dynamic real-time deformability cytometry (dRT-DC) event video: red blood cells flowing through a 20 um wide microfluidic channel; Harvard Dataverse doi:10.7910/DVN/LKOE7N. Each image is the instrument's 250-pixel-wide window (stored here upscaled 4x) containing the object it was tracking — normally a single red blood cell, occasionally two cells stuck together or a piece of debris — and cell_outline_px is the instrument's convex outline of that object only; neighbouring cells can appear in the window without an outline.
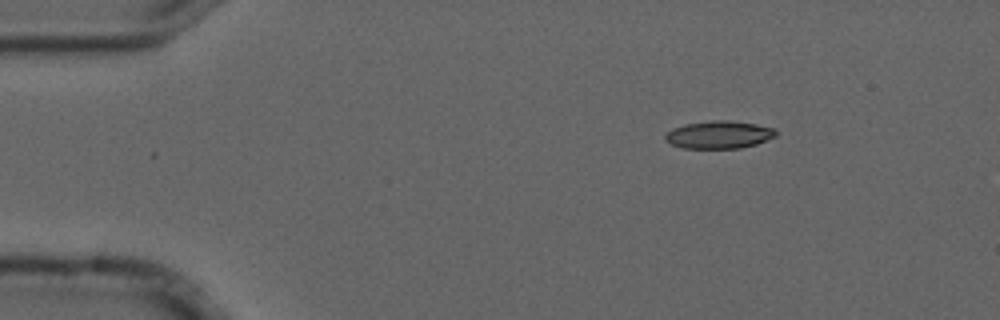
{"species": "common noctule bat (a hibernating species)", "species_latin": "Nyctalus noctula", "temperature_condition": "cold", "stored_images_in_passage": 5, "camera_frame_rate_fps": 3000, "um_per_image_px": 0.085, "animal": {"sex": "male", "forearm_length_mm": 52.5}, "frame": {"image": 1, "passage_image": 1, "time_ms": 0.0, "image_size_px": [1000, 320], "cell_outline_px": [[776, 136], [756, 144], [740, 148], [684, 148], [672, 144], [664, 140], [664, 136], [672, 128], [684, 124], [712, 120], [728, 120], [756, 124], [772, 128], [776, 132]], "centroid_in_image_um": [61.08, 11.44], "position_along_channel_um": 23.9, "area_um2": 17.74}}
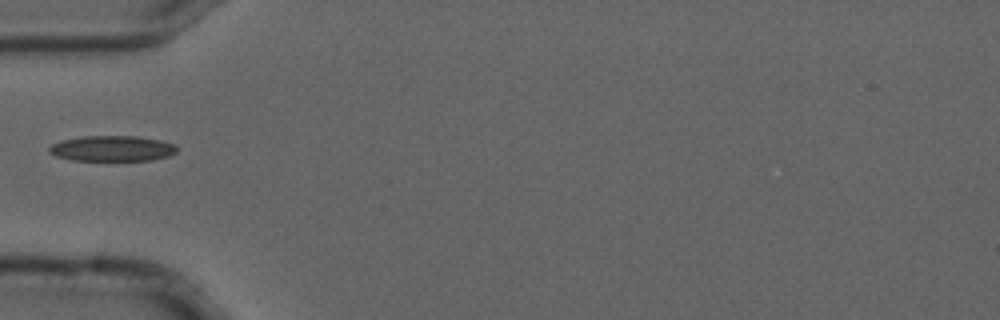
{"frame": {"image": 2, "passage_image": 4, "time_ms": 1.0, "image_size_px": [1000, 320], "cell_outline_px": [[176, 152], [168, 156], [152, 160], [72, 160], [56, 156], [48, 152], [48, 148], [52, 144], [60, 140], [84, 136], [136, 136], [160, 140], [176, 144]], "centroid_in_image_um": [9.52, 12.61], "position_along_channel_um": 75.5, "area_um2": 19.02}}
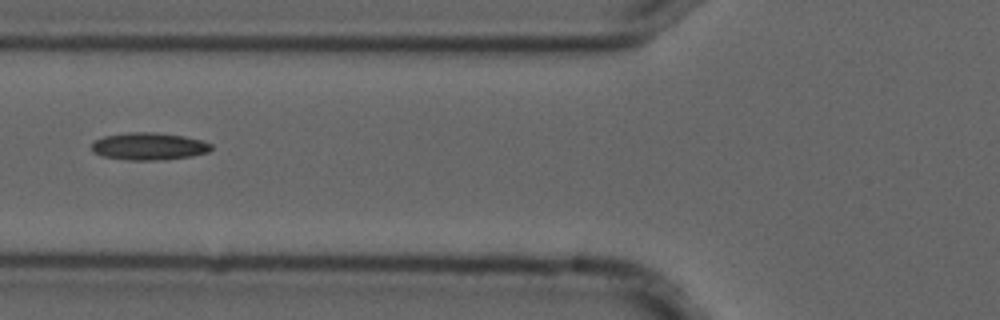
{"frame": {"image": 3, "passage_image": 5, "time_ms": 1.333, "image_size_px": [1000, 320], "cell_outline_px": [[212, 148], [208, 152], [192, 156], [164, 160], [128, 160], [104, 156], [92, 152], [92, 144], [96, 140], [104, 136], [128, 132], [152, 132], [184, 136], [200, 140], [212, 144]], "centroid_in_image_um": [12.66, 12.44], "position_along_channel_um": 113.1, "area_um2": 19.02}}